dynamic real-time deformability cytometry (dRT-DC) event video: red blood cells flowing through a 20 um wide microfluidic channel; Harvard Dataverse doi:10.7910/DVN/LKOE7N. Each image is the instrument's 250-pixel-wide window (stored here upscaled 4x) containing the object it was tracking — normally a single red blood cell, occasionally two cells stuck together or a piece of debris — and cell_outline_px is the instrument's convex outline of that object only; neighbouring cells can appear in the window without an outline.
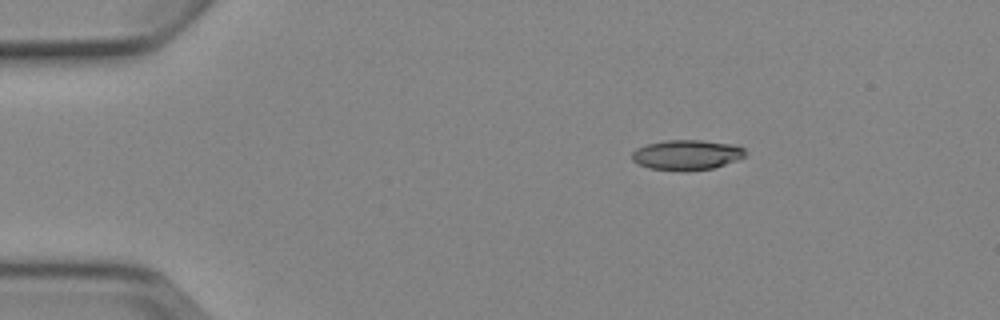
{"species": "Egyptian fruit bat (a non-hibernating species)", "species_latin": "Rousettus aegyptiacus", "temperature_condition": "cold", "stored_images_in_passage": 4, "camera_frame_rate_fps": 3000, "um_per_image_px": 0.085, "animal": {"sex": "female"}, "frame": {"image": 1, "passage_image": 2, "time_ms": 2.0, "image_size_px": [1000, 320], "cell_outline_px": [[744, 156], [736, 160], [712, 168], [648, 168], [632, 160], [632, 152], [636, 148], [648, 144], [664, 140], [700, 140], [736, 144], [744, 148]], "centroid_in_image_um": [58.37, 13.1], "position_along_channel_um": 26.6, "area_um2": 19.02}}